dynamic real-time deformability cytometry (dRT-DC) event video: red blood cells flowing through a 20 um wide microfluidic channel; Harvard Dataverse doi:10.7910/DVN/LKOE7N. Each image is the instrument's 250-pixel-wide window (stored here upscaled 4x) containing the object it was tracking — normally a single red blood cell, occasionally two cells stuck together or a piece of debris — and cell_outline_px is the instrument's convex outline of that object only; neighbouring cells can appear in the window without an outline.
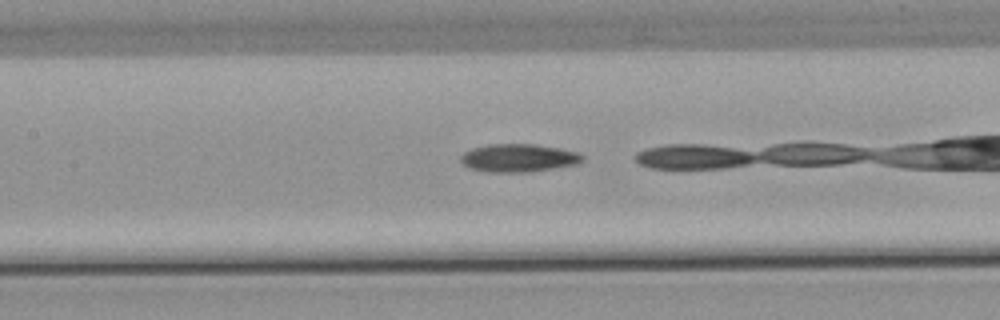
{"species": "common noctule bat (a hibernating species)", "species_latin": "Nyctalus noctula", "temperature_condition": "warm", "stored_images_in_passage": 15, "camera_frame_rate_fps": 3000, "um_per_image_px": 0.085, "animal": {"sex": "male", "body_mass_g": 21.5, "forearm_length_mm": 52.0}, "frame": {"image": 1, "passage_image": 7, "time_ms": 2.0, "image_size_px": [1000, 320], "cell_outline_px": [[584, 160], [580, 164], [528, 172], [488, 172], [472, 168], [464, 164], [460, 160], [460, 156], [464, 152], [472, 148], [488, 144], [536, 144], [560, 148], [580, 152], [584, 156]], "centroid_in_image_um": [44.13, 13.42], "position_along_channel_um": 163.3, "area_um2": 20.06}}